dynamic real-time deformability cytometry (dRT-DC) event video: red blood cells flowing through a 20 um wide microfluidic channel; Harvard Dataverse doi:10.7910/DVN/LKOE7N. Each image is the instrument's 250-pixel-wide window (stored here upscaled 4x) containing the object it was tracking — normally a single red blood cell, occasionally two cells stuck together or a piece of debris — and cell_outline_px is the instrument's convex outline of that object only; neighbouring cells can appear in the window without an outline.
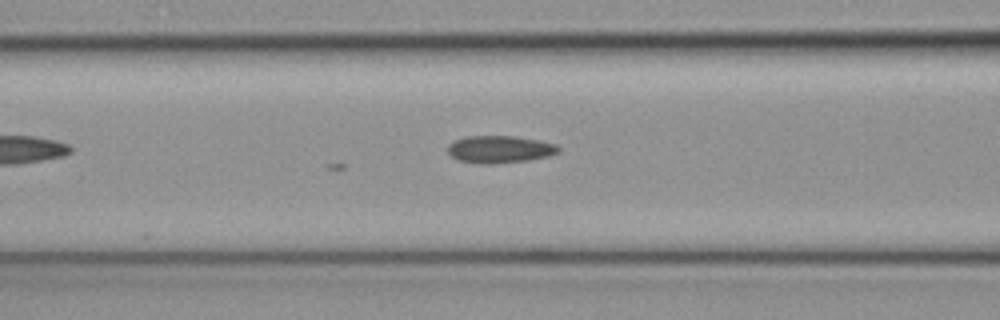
{"species": "common noctule bat (a hibernating species)", "species_latin": "Nyctalus noctula", "temperature_condition": "cold", "stored_images_in_passage": 38, "camera_frame_rate_fps": 3000, "um_per_image_px": 0.085, "animal": {"sex": "female", "body_mass_g": 19.3, "forearm_length_mm": 54.1}, "frame": {"image": 1, "passage_image": 8, "time_ms": 2.333, "image_size_px": [1000, 320], "cell_outline_px": [[560, 152], [548, 156], [528, 160], [492, 164], [484, 164], [460, 160], [452, 156], [448, 152], [448, 144], [464, 136], [512, 136], [536, 140], [556, 144], [560, 148]], "centroid_in_image_um": [42.48, 12.69], "position_along_channel_um": 124.1, "area_um2": 17.46}}
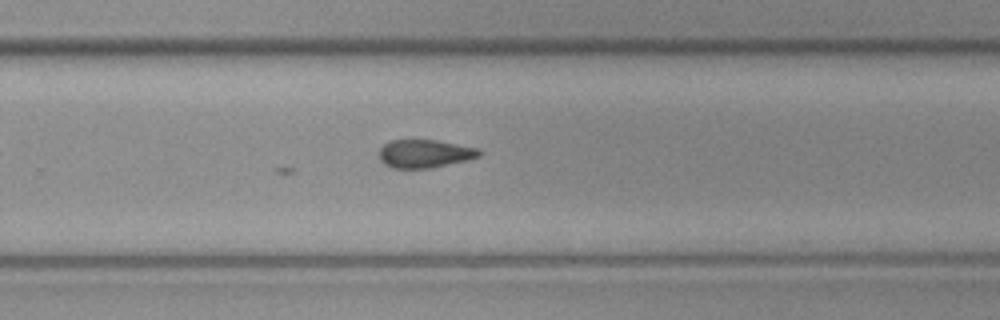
{"frame": {"image": 2, "passage_image": 20, "time_ms": 6.333, "image_size_px": [1000, 320], "cell_outline_px": [[480, 156], [468, 160], [432, 168], [392, 168], [384, 164], [380, 160], [380, 148], [388, 140], [436, 140], [480, 148]], "centroid_in_image_um": [36.11, 13.06], "position_along_channel_um": 293.7, "area_um2": 16.53}}